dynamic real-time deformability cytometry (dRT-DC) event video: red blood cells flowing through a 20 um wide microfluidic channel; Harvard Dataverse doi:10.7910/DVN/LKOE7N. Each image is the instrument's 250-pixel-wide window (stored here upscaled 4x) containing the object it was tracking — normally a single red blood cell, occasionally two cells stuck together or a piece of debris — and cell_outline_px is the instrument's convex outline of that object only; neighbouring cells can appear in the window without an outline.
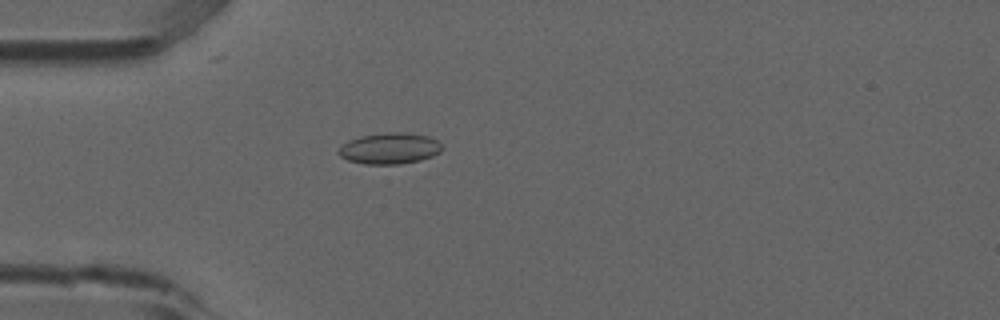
{"species": "common noctule bat (a hibernating species)", "species_latin": "Nyctalus noctula", "temperature_condition": "room temperature", "stored_images_in_passage": 3, "camera_frame_rate_fps": 3000, "um_per_image_px": 0.085, "animal": {"sex": "male", "forearm_length_mm": 52.5}, "frame": {"image": 1, "passage_image": 3, "time_ms": 0.667, "image_size_px": [1000, 320], "cell_outline_px": [[444, 148], [440, 152], [432, 156], [420, 160], [400, 164], [364, 164], [348, 160], [340, 156], [336, 152], [348, 140], [360, 136], [392, 132], [400, 132], [428, 136], [436, 140]], "centroid_in_image_um": [33.11, 12.62], "position_along_channel_um": 51.9, "area_um2": 18.67}}